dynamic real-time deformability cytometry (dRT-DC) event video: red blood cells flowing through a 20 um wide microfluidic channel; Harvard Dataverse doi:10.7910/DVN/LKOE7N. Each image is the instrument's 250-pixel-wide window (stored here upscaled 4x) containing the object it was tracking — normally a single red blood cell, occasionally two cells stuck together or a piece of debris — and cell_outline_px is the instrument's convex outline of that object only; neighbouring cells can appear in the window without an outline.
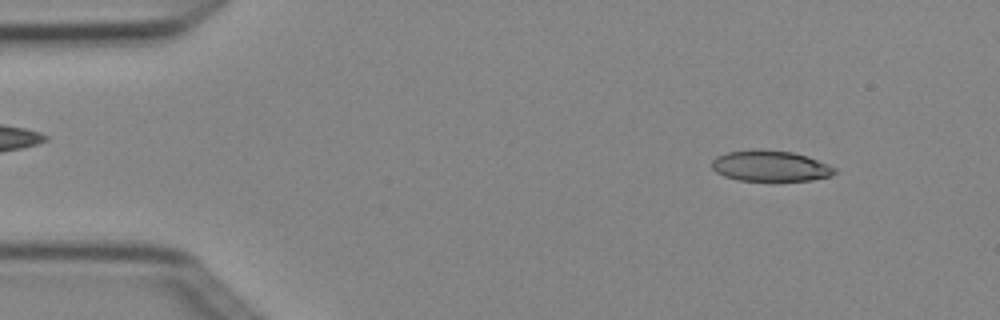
{"species": "Egyptian fruit bat (a non-hibernating species)", "species_latin": "Rousettus aegyptiacus", "temperature_condition": "cold", "stored_images_in_passage": 3, "camera_frame_rate_fps": 3000, "um_per_image_px": 0.085, "animal": {"sex": "female"}, "frame": {"image": 1, "passage_image": 1, "time_ms": 0.0, "image_size_px": [1000, 320], "cell_outline_px": [[836, 172], [832, 176], [812, 180], [736, 180], [724, 176], [716, 172], [712, 168], [712, 160], [716, 156], [728, 152], [756, 148], [760, 148], [792, 152], [808, 156], [836, 168]], "centroid_in_image_um": [65.46, 14.09], "position_along_channel_um": 19.5, "area_um2": 22.2}}